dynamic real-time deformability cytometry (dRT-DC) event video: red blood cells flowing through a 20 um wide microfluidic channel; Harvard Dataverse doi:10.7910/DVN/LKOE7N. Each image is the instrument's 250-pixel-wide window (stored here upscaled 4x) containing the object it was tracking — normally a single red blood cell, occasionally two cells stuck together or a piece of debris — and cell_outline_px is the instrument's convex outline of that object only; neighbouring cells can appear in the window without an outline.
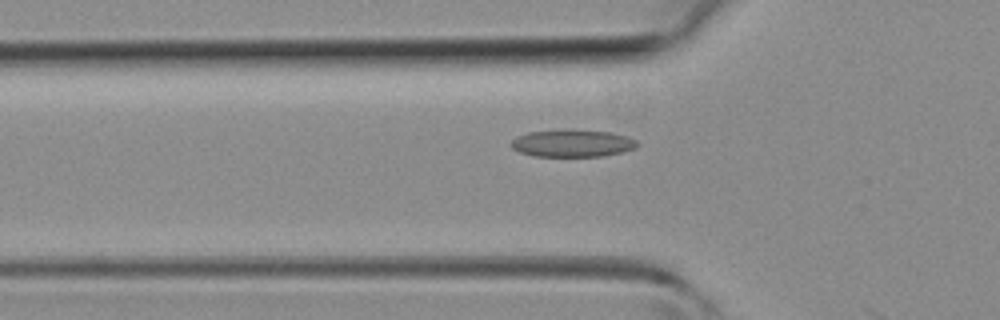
{"species": "common noctule bat (a hibernating species)", "species_latin": "Nyctalus noctula", "temperature_condition": "room temperature", "stored_images_in_passage": 14, "camera_frame_rate_fps": 3000, "um_per_image_px": 0.085, "animal": {"sex": "female", "body_mass_g": 19.3, "forearm_length_mm": 54.1}, "frame": {"image": 1, "passage_image": 13, "time_ms": 4.0, "image_size_px": [1000, 320], "cell_outline_px": [[640, 144], [636, 148], [604, 156], [532, 156], [520, 152], [512, 148], [508, 144], [516, 136], [528, 132], [608, 132], [628, 136], [636, 140]], "centroid_in_image_um": [48.65, 12.22], "position_along_channel_um": 77.2, "area_um2": 19.31}}